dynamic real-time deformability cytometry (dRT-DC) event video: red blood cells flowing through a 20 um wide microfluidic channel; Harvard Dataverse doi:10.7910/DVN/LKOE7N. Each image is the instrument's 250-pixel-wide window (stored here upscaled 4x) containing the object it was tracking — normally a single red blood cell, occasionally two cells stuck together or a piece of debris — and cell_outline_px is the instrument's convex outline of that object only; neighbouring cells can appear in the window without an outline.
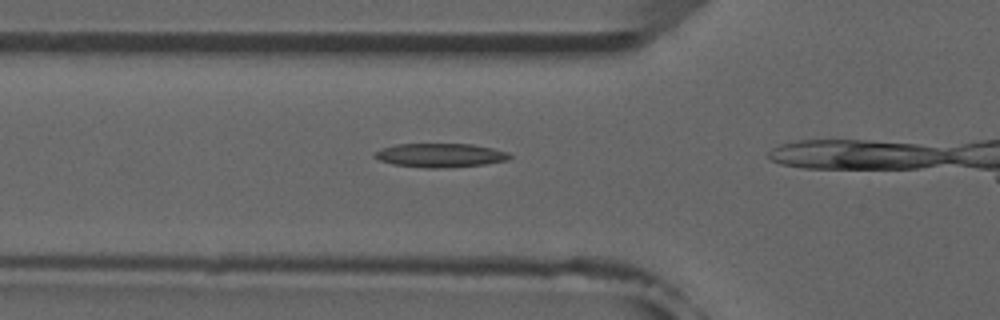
{"species": "common noctule bat (a hibernating species)", "species_latin": "Nyctalus noctula", "temperature_condition": "room temperature", "stored_images_in_passage": 14, "camera_frame_rate_fps": 3000, "um_per_image_px": 0.085, "animal": {"sex": "male", "forearm_length_mm": 52.5}, "frame": {"image": 1, "passage_image": 10, "time_ms": 3.0, "image_size_px": [1000, 320], "cell_outline_px": [[512, 156], [508, 160], [484, 164], [444, 168], [424, 168], [392, 164], [380, 160], [372, 156], [376, 152], [384, 148], [396, 144], [472, 144], [492, 148], [508, 152]], "centroid_in_image_um": [37.43, 13.2], "position_along_channel_um": 88.4, "area_um2": 18.73}}